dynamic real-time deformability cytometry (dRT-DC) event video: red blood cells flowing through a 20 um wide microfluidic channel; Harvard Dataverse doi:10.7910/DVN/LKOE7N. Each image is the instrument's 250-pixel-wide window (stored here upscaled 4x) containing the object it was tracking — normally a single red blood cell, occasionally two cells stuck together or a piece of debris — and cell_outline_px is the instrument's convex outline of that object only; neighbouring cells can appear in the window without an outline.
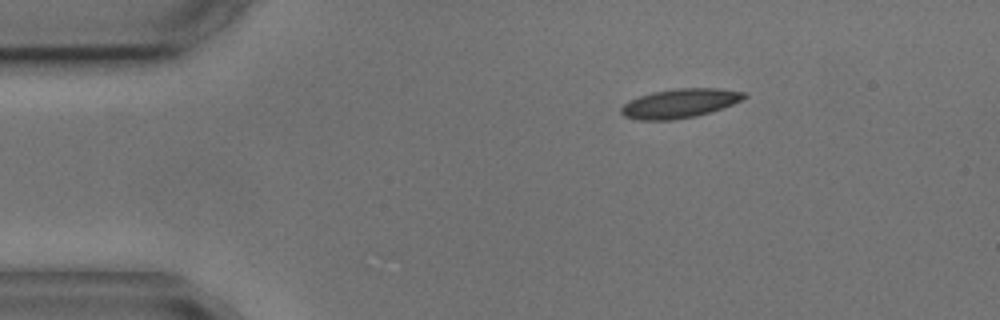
{"species": "common noctule bat (a hibernating species)", "species_latin": "Nyctalus noctula", "temperature_condition": "cold", "stored_images_in_passage": 3, "camera_frame_rate_fps": 3000, "um_per_image_px": 0.085, "animal": {"sex": "male", "body_mass_g": 17.9, "forearm_length_mm": 54.2}, "frame": {"image": 1, "passage_image": 1, "time_ms": 0.0, "image_size_px": [1000, 320], "cell_outline_px": [[748, 96], [732, 104], [696, 116], [672, 120], [640, 120], [624, 116], [620, 112], [620, 108], [628, 100], [652, 92], [676, 88], [720, 88], [744, 92]], "centroid_in_image_um": [57.74, 8.78], "position_along_channel_um": 27.3, "area_um2": 20.75}}
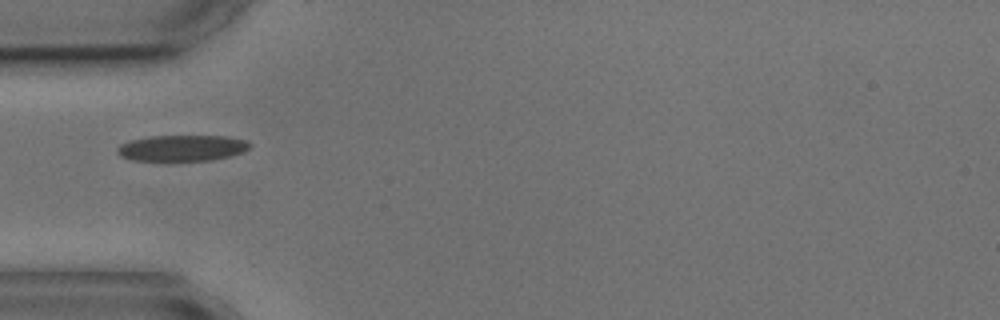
{"frame": {"image": 2, "passage_image": 3, "time_ms": 2.667, "image_size_px": [1000, 320], "cell_outline_px": [[252, 144], [244, 152], [212, 160], [132, 160], [120, 156], [116, 152], [116, 148], [120, 144], [128, 140], [148, 136], [228, 136], [248, 140]], "centroid_in_image_um": [15.46, 12.57], "position_along_channel_um": 69.5, "area_um2": 20.23}}